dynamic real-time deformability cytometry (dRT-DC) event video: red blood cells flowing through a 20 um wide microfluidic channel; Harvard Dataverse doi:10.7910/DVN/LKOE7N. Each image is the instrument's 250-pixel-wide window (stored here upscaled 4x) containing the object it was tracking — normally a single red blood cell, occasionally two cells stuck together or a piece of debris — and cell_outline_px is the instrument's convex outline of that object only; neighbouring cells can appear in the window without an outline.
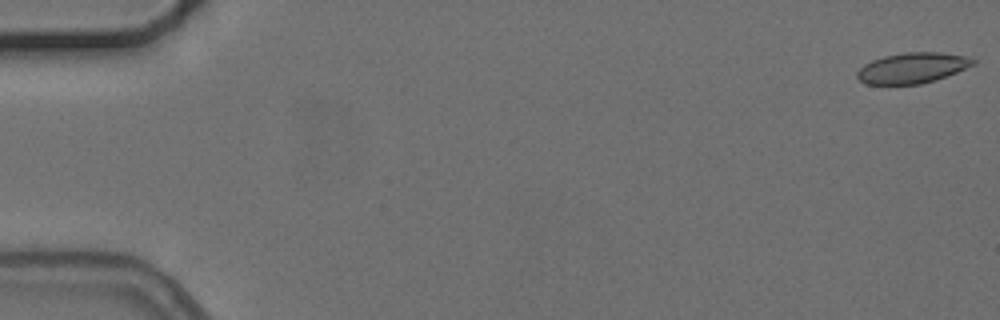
{"species": "common noctule bat (a hibernating species)", "species_latin": "Nyctalus noctula", "temperature_condition": "cold", "stored_images_in_passage": 5, "camera_frame_rate_fps": 3000, "um_per_image_px": 0.085, "animal": {"sex": "female", "body_mass_g": 24.6, "forearm_length_mm": 56.2}, "frame": {"image": 1, "passage_image": 1, "time_ms": 0.0, "image_size_px": [1000, 320], "cell_outline_px": [[976, 64], [936, 80], [920, 84], [868, 84], [860, 80], [856, 76], [856, 72], [864, 64], [872, 60], [884, 56], [904, 52], [940, 52], [968, 56], [976, 60]], "centroid_in_image_um": [77.57, 5.76], "position_along_channel_um": 7.4, "area_um2": 20.69}}
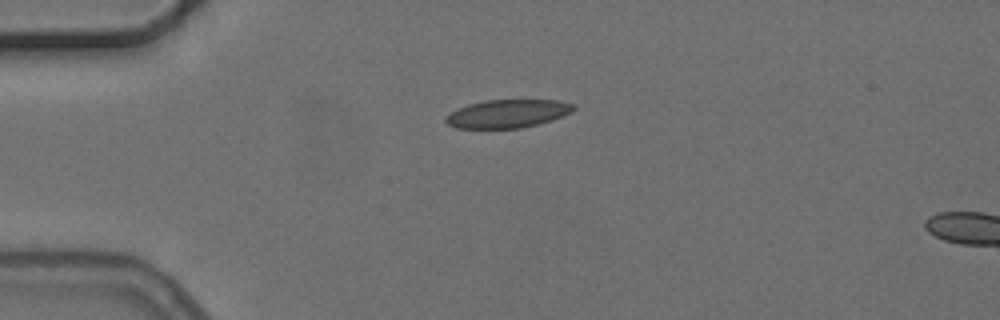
{"frame": {"image": 2, "passage_image": 4, "time_ms": 4.333, "image_size_px": [1000, 320], "cell_outline_px": [[576, 108], [572, 112], [552, 120], [520, 128], [456, 128], [448, 124], [444, 120], [444, 116], [456, 108], [468, 104], [484, 100], [560, 100], [576, 104]], "centroid_in_image_um": [43.14, 9.65], "position_along_channel_um": 41.9, "area_um2": 21.21}}